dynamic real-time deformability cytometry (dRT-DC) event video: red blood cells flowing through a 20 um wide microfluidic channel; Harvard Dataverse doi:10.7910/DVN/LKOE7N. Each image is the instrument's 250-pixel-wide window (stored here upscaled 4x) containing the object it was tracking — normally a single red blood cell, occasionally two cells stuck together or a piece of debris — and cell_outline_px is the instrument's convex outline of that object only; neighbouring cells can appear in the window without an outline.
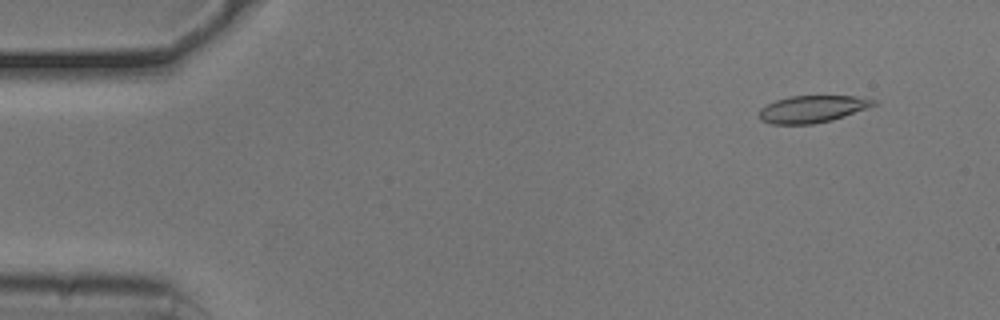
{"species": "common noctule bat (a hibernating species)", "species_latin": "Nyctalus noctula", "temperature_condition": "cold", "stored_images_in_passage": 53, "camera_frame_rate_fps": 3000, "um_per_image_px": 0.085, "animal": {"sex": "male", "body_mass_g": 20.5, "forearm_length_mm": 52.5}, "frame": {"image": 1, "passage_image": 4, "time_ms": 1.0, "image_size_px": [1000, 320], "cell_outline_px": [[880, 104], [832, 120], [812, 124], [772, 124], [760, 120], [760, 108], [776, 100], [788, 96], [856, 96], [876, 100]], "centroid_in_image_um": [69.08, 9.26], "position_along_channel_um": 15.9, "area_um2": 18.09}}
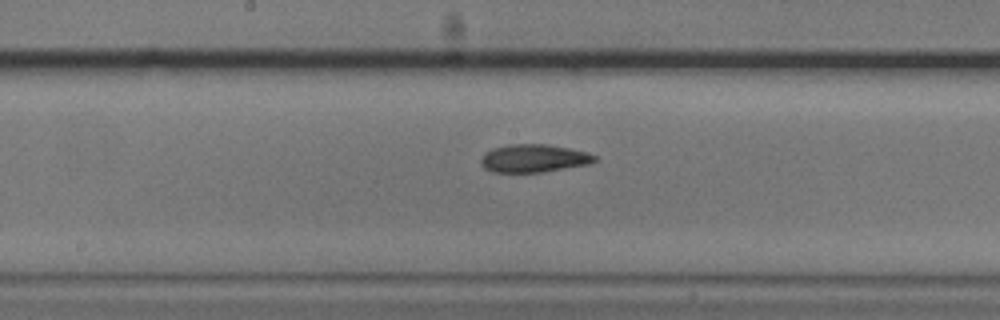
{"frame": {"image": 2, "passage_image": 27, "time_ms": 8.667, "image_size_px": [1000, 320], "cell_outline_px": [[596, 160], [588, 164], [540, 172], [492, 172], [484, 168], [480, 164], [480, 160], [484, 152], [492, 148], [508, 144], [548, 144], [588, 152], [596, 156]], "centroid_in_image_um": [45.32, 13.45], "position_along_channel_um": 202.9, "area_um2": 18.55}}
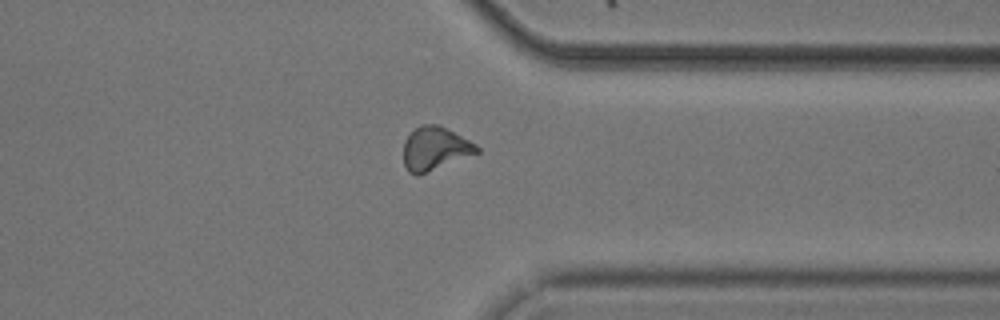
{"frame": {"image": 3, "passage_image": 41, "time_ms": 13.333, "image_size_px": [1000, 320], "cell_outline_px": [[480, 152], [416, 176], [408, 172], [404, 164], [404, 140], [420, 124], [440, 124], [476, 144], [480, 148]], "centroid_in_image_um": [36.97, 12.62], "position_along_channel_um": 374.4, "area_um2": 18.5}, "authors_computed_cell_mechanics": {"area_um2": 18.496, "velocity_mm_per_s": 3.7534, "shape_relaxation_time_tau1_ms": null, "shape_relaxation_time_tau2_ms": 6.6583, "deformation_change_tau1": null, "deformation_change_tau2": 0.1413}}